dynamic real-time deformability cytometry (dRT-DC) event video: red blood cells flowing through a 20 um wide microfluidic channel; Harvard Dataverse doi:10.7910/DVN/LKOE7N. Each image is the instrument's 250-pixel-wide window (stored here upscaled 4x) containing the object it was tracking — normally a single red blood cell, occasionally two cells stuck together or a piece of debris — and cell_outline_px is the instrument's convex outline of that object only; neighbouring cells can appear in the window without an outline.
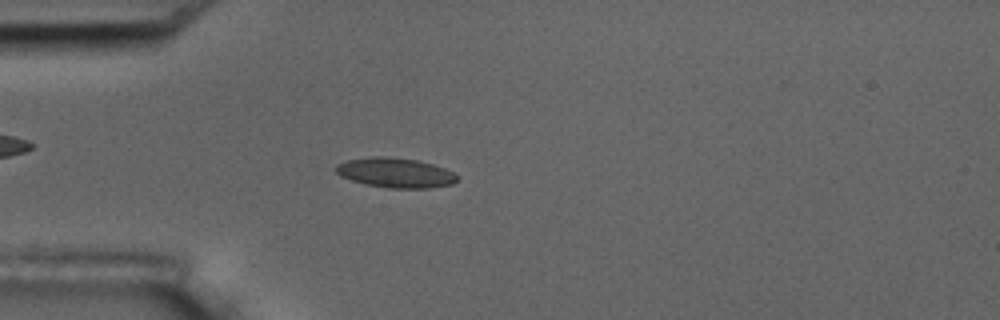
{"species": "common noctule bat (a hibernating species)", "species_latin": "Nyctalus noctula", "temperature_condition": "room temperature", "stored_images_in_passage": 4, "camera_frame_rate_fps": 3000, "um_per_image_px": 0.085, "animal": {"sex": "male", "body_mass_g": 17.5, "forearm_length_mm": 52.3}, "frame": {"image": 1, "passage_image": 4, "time_ms": 1.0, "image_size_px": [1000, 320], "cell_outline_px": [[456, 180], [452, 184], [428, 188], [388, 188], [368, 184], [352, 180], [340, 176], [336, 172], [336, 164], [348, 160], [372, 156], [380, 156], [416, 160], [432, 164], [444, 168], [452, 172], [456, 176]], "centroid_in_image_um": [33.58, 14.68], "position_along_channel_um": 51.4, "area_um2": 20.69}}